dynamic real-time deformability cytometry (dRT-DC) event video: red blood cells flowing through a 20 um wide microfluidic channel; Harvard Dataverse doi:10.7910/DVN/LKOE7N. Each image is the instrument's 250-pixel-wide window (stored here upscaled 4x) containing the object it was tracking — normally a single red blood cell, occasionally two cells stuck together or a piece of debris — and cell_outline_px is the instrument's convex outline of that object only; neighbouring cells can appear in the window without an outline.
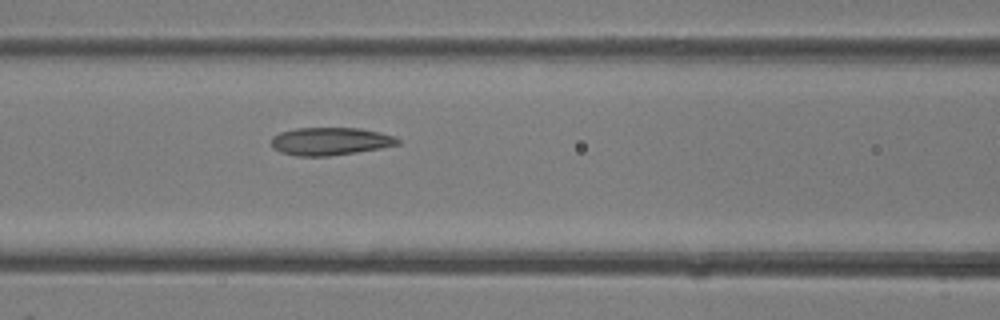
{"species": "common noctule bat (a hibernating species)", "species_latin": "Nyctalus noctula", "temperature_condition": "room temperature", "stored_images_in_passage": 7, "camera_frame_rate_fps": 3000, "um_per_image_px": 0.085, "animal": {"sex": "female"}, "frame": {"image": 1, "passage_image": 6, "time_ms": 1.667, "image_size_px": [1000, 320], "cell_outline_px": [[400, 144], [380, 148], [356, 152], [328, 156], [296, 156], [280, 152], [272, 148], [272, 136], [280, 132], [296, 128], [360, 128], [396, 136], [400, 140]], "centroid_in_image_um": [28.06, 12.01], "position_along_channel_um": 138.5, "area_um2": 20.52}}